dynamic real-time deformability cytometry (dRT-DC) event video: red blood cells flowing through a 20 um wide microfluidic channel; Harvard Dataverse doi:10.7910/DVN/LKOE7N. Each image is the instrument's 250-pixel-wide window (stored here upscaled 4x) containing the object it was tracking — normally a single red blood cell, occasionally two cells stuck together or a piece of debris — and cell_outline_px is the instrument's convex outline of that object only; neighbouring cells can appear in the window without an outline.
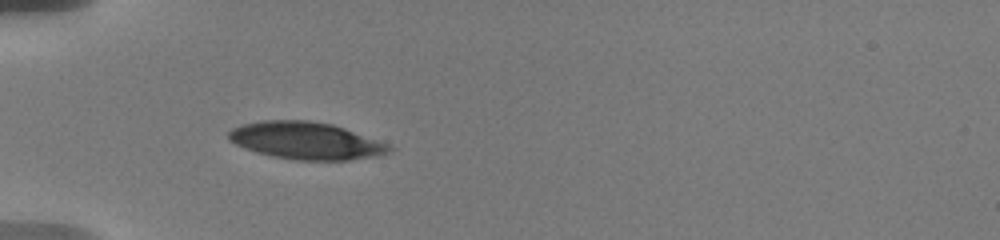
{"species": "human", "species_latin": "Homo sapiens", "temperature_condition": "warm", "stored_images_in_passage": 83, "camera_frame_rate_fps": 3000, "um_per_image_px": 0.085, "donor": {"sex": "male"}, "frame": {"image": 1, "passage_image": 1, "time_ms": 0.0, "image_size_px": [1000, 240], "cell_outline_px": [[392, 148], [388, 152], [348, 160], [296, 160], [272, 156], [256, 152], [244, 148], [228, 140], [228, 132], [232, 128], [240, 124], [260, 120], [308, 120], [332, 124], [344, 128], [388, 144]], "centroid_in_image_um": [25.91, 11.94], "position_along_channel_um": 59.1, "area_um2": 34.56}}
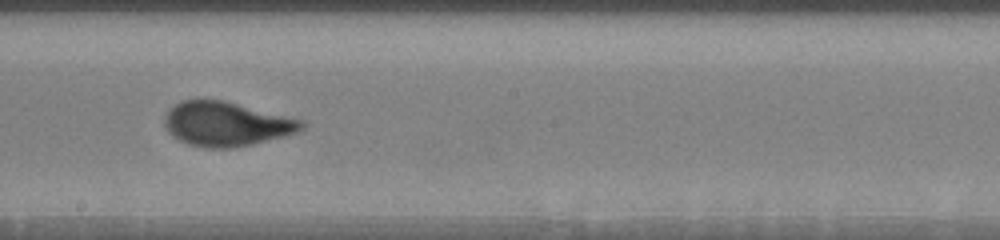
{"frame": {"image": 2, "passage_image": 40, "time_ms": 5.0, "image_size_px": [1000, 240], "cell_outline_px": [[304, 128], [296, 132], [252, 144], [232, 148], [208, 148], [188, 144], [172, 136], [168, 132], [164, 124], [164, 120], [168, 112], [180, 100], [196, 96], [224, 100], [304, 120]], "centroid_in_image_um": [19.19, 10.5], "position_along_channel_um": 229.0, "area_um2": 35.72}}
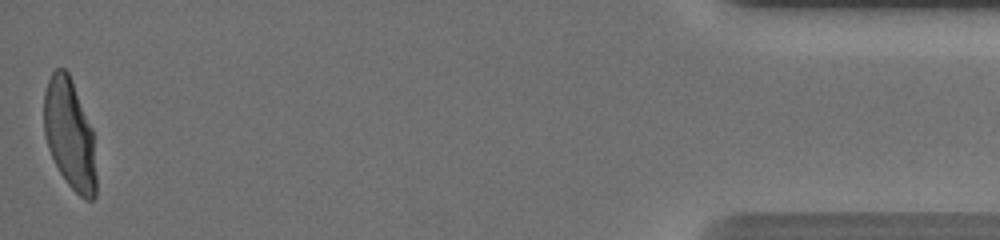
{"frame": {"image": 3, "passage_image": 83, "time_ms": 12.667, "image_size_px": [1000, 240], "cell_outline_px": [[96, 196], [92, 200], [84, 200], [68, 184], [60, 172], [48, 148], [44, 132], [44, 92], [48, 80], [52, 72], [56, 68], [64, 68], [68, 72], [92, 128], [96, 176]], "centroid_in_image_um": [5.92, 11.42], "position_along_channel_um": 429.3, "area_um2": 33.29}, "authors_computed_cell_mechanics": {"area_um2": 35.7204, "velocity_mm_per_s": 3.5976, "shape_relaxation_time_tau1_ms": 4.2566, "shape_relaxation_time_tau2_ms": null, "deformation_change_tau1": 0.2089, "deformation_change_tau2": null}}